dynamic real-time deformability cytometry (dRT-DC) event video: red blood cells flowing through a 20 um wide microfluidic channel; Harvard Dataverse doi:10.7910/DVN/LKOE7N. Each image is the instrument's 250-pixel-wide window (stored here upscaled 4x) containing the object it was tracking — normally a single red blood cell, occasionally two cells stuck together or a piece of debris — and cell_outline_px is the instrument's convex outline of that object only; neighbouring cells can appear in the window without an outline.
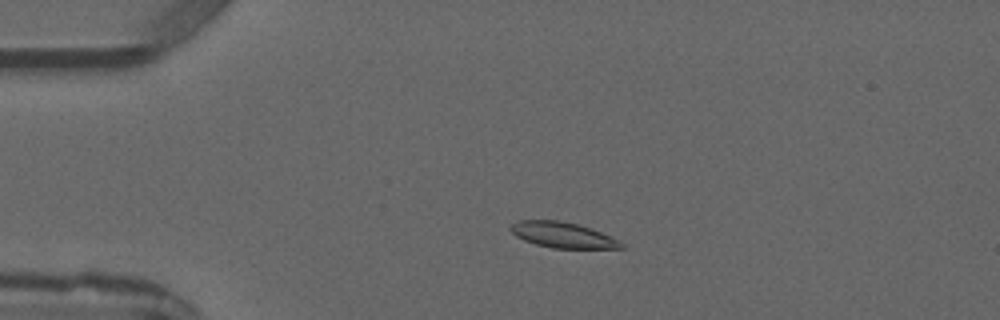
{"species": "common noctule bat (a hibernating species)", "species_latin": "Nyctalus noctula", "temperature_condition": "warm", "stored_images_in_passage": 5, "camera_frame_rate_fps": 3000, "um_per_image_px": 0.085, "animal": {"sex": "male", "forearm_length_mm": 52.5}, "frame": {"image": 1, "passage_image": 3, "time_ms": 2.333, "image_size_px": [1000, 320], "cell_outline_px": [[624, 248], [552, 248], [536, 244], [524, 240], [516, 236], [508, 228], [516, 220], [560, 220], [580, 224], [592, 228], [620, 240], [624, 244]], "centroid_in_image_um": [47.84, 19.96], "position_along_channel_um": 37.2, "area_um2": 16.7}}
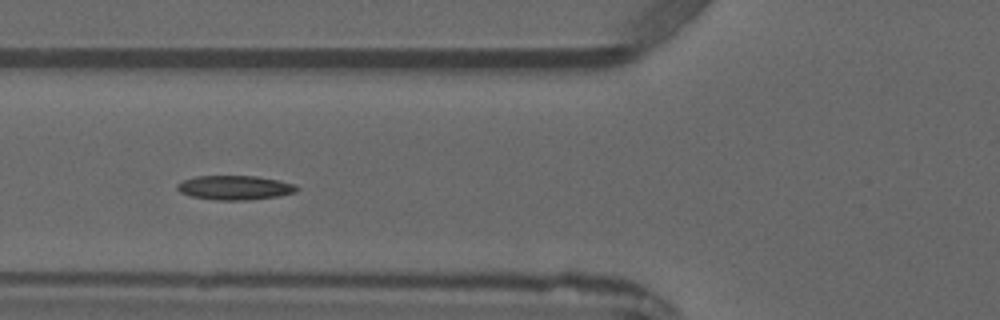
{"frame": {"image": 2, "passage_image": 5, "time_ms": 4.667, "image_size_px": [1000, 320], "cell_outline_px": [[300, 188], [296, 192], [276, 196], [248, 200], [216, 200], [192, 196], [180, 192], [176, 188], [176, 184], [184, 180], [196, 176], [256, 176], [280, 180], [296, 184]], "centroid_in_image_um": [19.98, 15.94], "position_along_channel_um": 105.8, "area_um2": 16.94}}